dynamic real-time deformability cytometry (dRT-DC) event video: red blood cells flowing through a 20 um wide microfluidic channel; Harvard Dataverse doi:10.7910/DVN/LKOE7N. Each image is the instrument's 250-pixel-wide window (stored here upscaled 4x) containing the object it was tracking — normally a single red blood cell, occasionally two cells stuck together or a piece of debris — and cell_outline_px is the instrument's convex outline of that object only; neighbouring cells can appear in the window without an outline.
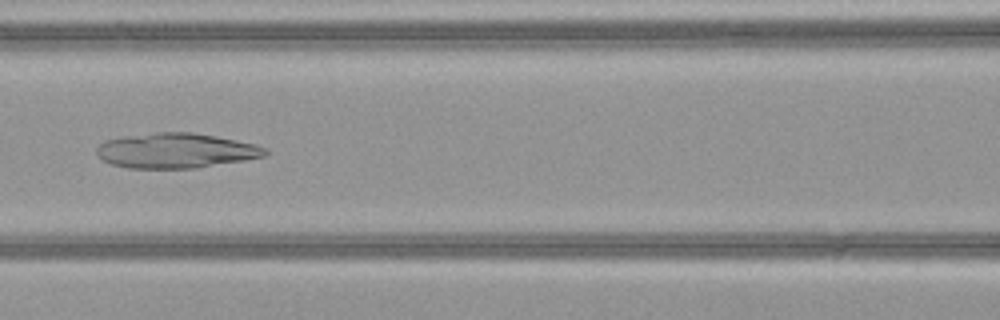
{"species": "common noctule bat (a hibernating species)", "species_latin": "Nyctalus noctula", "temperature_condition": "warm", "stored_images_in_passage": 43, "camera_frame_rate_fps": 3000, "um_per_image_px": 0.085, "animal": {"sex": "female", "body_mass_g": 21.9}, "frame": {"image": 1, "passage_image": 23, "time_ms": 7.333, "image_size_px": [1000, 320], "cell_outline_px": [[268, 156], [196, 168], [128, 168], [112, 164], [96, 156], [96, 148], [104, 140], [124, 136], [156, 132], [192, 132], [216, 136], [256, 144], [268, 148]], "centroid_in_image_um": [14.97, 12.8], "position_along_channel_um": 151.6, "area_um2": 34.56}}
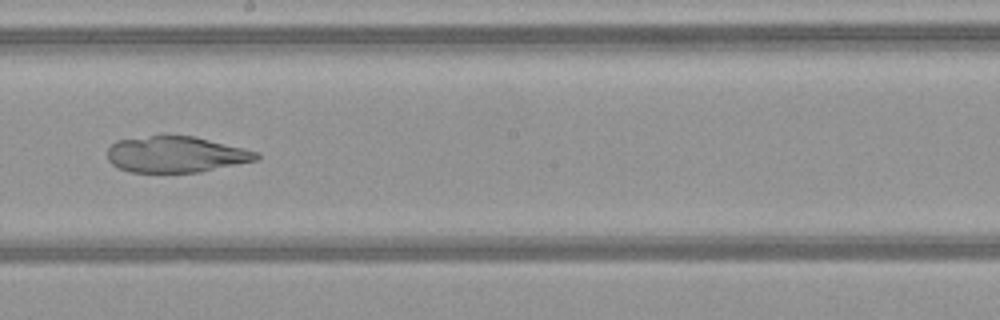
{"frame": {"image": 2, "passage_image": 29, "time_ms": 9.333, "image_size_px": [1000, 320], "cell_outline_px": [[260, 156], [256, 160], [200, 172], [132, 172], [120, 168], [112, 164], [108, 160], [108, 148], [116, 140], [152, 136], [192, 136], [244, 148], [260, 152]], "centroid_in_image_um": [14.96, 13.13], "position_along_channel_um": 233.2, "area_um2": 31.04}}
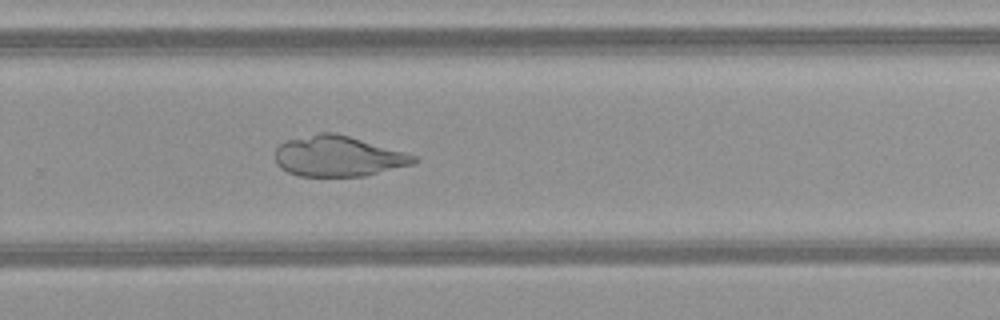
{"frame": {"image": 3, "passage_image": 34, "time_ms": 11.0, "image_size_px": [1000, 320], "cell_outline_px": [[420, 160], [412, 164], [364, 176], [300, 176], [288, 172], [280, 168], [276, 164], [276, 148], [280, 144], [288, 140], [320, 132], [332, 132], [348, 136], [404, 152], [416, 156]], "centroid_in_image_um": [28.72, 13.29], "position_along_channel_um": 301.1, "area_um2": 32.43}}